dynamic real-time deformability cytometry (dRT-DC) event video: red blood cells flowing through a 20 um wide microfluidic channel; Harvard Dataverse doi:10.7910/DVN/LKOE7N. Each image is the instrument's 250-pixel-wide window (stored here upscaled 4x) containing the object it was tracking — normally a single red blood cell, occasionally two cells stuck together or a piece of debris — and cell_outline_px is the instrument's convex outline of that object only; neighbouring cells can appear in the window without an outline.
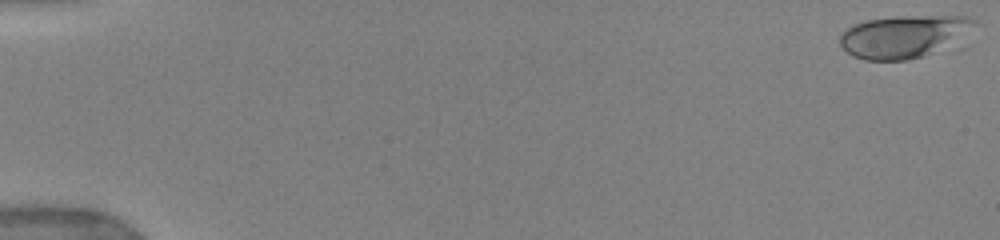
{"species": "human", "species_latin": "Homo sapiens", "temperature_condition": "warm", "stored_images_in_passage": 47, "camera_frame_rate_fps": 3000, "um_per_image_px": 0.085, "donor": {"sex": "female"}, "frame": {"image": 1, "passage_image": 1, "time_ms": 0.0, "image_size_px": [1000, 240], "cell_outline_px": [[976, 24], [924, 56], [908, 60], [864, 60], [852, 56], [840, 44], [840, 36], [848, 28], [856, 24], [868, 20], [896, 16], [968, 16], [976, 20]], "centroid_in_image_um": [76.69, 3.09], "position_along_channel_um": 8.3, "area_um2": 31.91}}
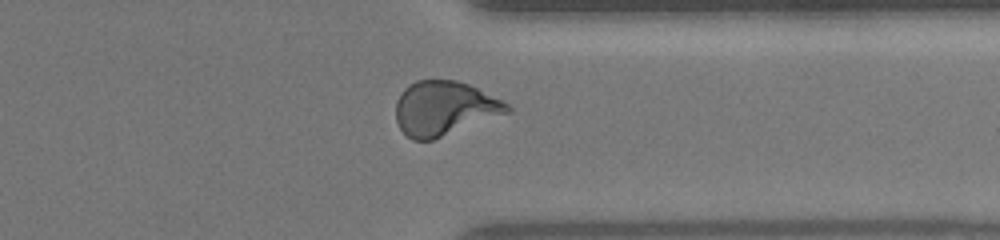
{"frame": {"image": 2, "passage_image": 39, "time_ms": 13.667, "image_size_px": [1000, 240], "cell_outline_px": [[512, 112], [432, 140], [412, 140], [400, 128], [396, 120], [396, 100], [404, 88], [408, 84], [416, 80], [456, 80], [468, 84], [508, 104], [512, 108]], "centroid_in_image_um": [37.76, 9.21], "position_along_channel_um": 373.6, "area_um2": 35.14}}
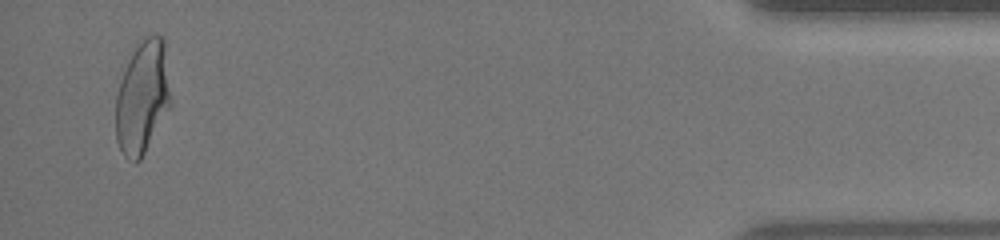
{"frame": {"image": 3, "passage_image": 46, "time_ms": 16.667, "image_size_px": [1000, 240], "cell_outline_px": [[168, 108], [140, 160], [136, 164], [128, 160], [124, 156], [116, 140], [116, 96], [120, 80], [128, 60], [132, 52], [148, 36], [164, 36], [168, 92]], "centroid_in_image_um": [12.05, 8.31], "position_along_channel_um": 423.2, "area_um2": 34.97}, "authors_computed_cell_mechanics": {"area_um2": 34.1598, "velocity_mm_per_s": 3.9164, "shape_relaxation_time_tau1_ms": 5.4729, "shape_relaxation_time_tau2_ms": null, "deformation_change_tau1": 0.202, "deformation_change_tau2": null}}